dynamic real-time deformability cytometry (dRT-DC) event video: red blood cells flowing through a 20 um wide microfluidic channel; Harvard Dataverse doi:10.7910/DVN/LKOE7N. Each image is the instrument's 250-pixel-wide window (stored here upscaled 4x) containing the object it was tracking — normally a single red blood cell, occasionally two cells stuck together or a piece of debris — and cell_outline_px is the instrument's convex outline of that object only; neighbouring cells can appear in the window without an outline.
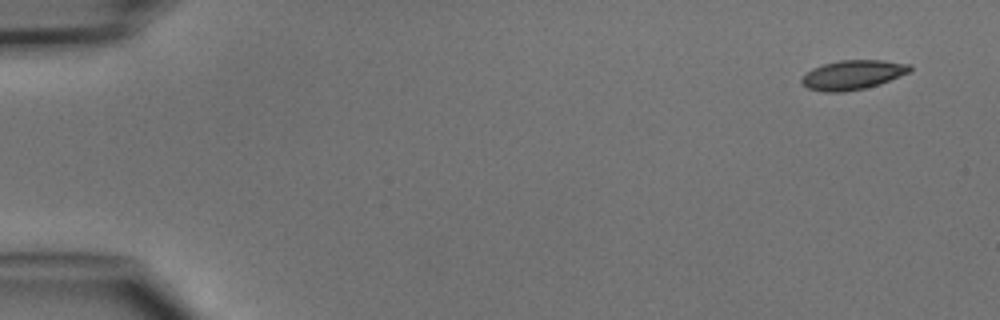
{"species": "common noctule bat (a hibernating species)", "species_latin": "Nyctalus noctula", "temperature_condition": "cold", "stored_images_in_passage": 4, "camera_frame_rate_fps": 3000, "um_per_image_px": 0.085, "animal": {"sex": "male", "body_mass_g": 15.6}, "frame": {"image": 1, "passage_image": 1, "time_ms": 0.0, "image_size_px": [1000, 320], "cell_outline_px": [[912, 68], [908, 72], [880, 84], [864, 88], [844, 92], [824, 92], [808, 88], [800, 80], [812, 68], [824, 64], [840, 60], [880, 60], [912, 64]], "centroid_in_image_um": [72.49, 6.36], "position_along_channel_um": 12.5, "area_um2": 18.32}}
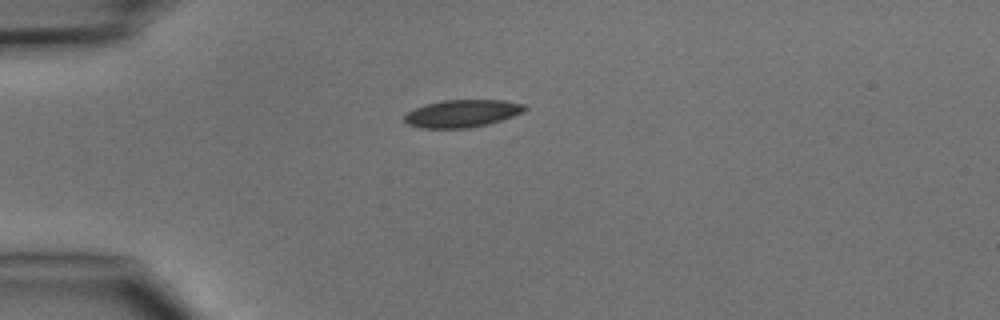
{"frame": {"image": 2, "passage_image": 4, "time_ms": 3.333, "image_size_px": [1000, 320], "cell_outline_px": [[528, 108], [524, 112], [488, 124], [468, 128], [420, 128], [408, 124], [404, 120], [404, 116], [408, 112], [424, 104], [440, 100], [504, 100], [524, 104]], "centroid_in_image_um": [39.28, 9.64], "position_along_channel_um": 45.7, "area_um2": 19.31}}